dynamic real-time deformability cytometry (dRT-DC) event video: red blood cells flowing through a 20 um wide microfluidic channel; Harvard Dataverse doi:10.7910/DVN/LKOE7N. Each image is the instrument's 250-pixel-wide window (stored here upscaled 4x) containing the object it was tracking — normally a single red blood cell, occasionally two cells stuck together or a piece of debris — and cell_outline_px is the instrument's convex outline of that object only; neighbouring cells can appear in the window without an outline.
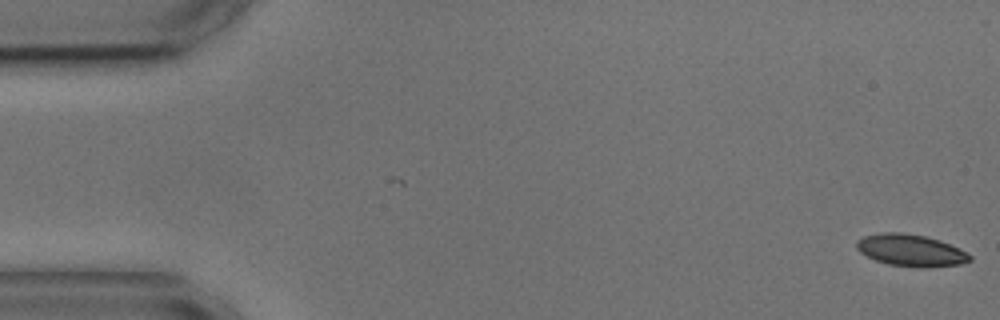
{"species": "common noctule bat (a hibernating species)", "species_latin": "Nyctalus noctula", "temperature_condition": "cold", "stored_images_in_passage": 4, "camera_frame_rate_fps": 3000, "um_per_image_px": 0.085, "animal": {"sex": "male", "body_mass_g": 17.9, "forearm_length_mm": 54.2}, "frame": {"image": 1, "passage_image": 1, "time_ms": 0.0, "image_size_px": [1000, 320], "cell_outline_px": [[972, 260], [960, 264], [928, 268], [920, 268], [888, 264], [876, 260], [860, 252], [856, 248], [856, 240], [864, 236], [880, 232], [900, 232], [928, 236], [940, 240], [960, 248], [972, 256]], "centroid_in_image_um": [77.43, 21.27], "position_along_channel_um": 7.6, "area_um2": 21.33}}
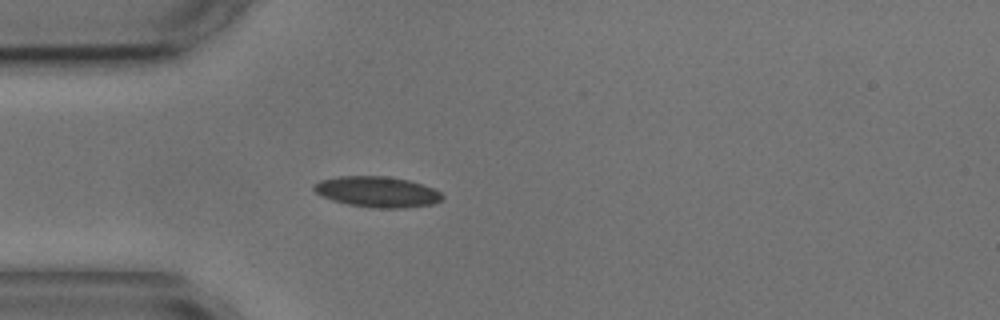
{"frame": {"image": 2, "passage_image": 4, "time_ms": 4.667, "image_size_px": [1000, 320], "cell_outline_px": [[444, 196], [440, 200], [432, 204], [404, 208], [372, 208], [348, 204], [332, 200], [320, 196], [312, 188], [312, 184], [320, 180], [336, 176], [388, 176], [408, 180], [432, 188], [440, 192]], "centroid_in_image_um": [32.01, 16.3], "position_along_channel_um": 53.0, "area_um2": 23.06}}